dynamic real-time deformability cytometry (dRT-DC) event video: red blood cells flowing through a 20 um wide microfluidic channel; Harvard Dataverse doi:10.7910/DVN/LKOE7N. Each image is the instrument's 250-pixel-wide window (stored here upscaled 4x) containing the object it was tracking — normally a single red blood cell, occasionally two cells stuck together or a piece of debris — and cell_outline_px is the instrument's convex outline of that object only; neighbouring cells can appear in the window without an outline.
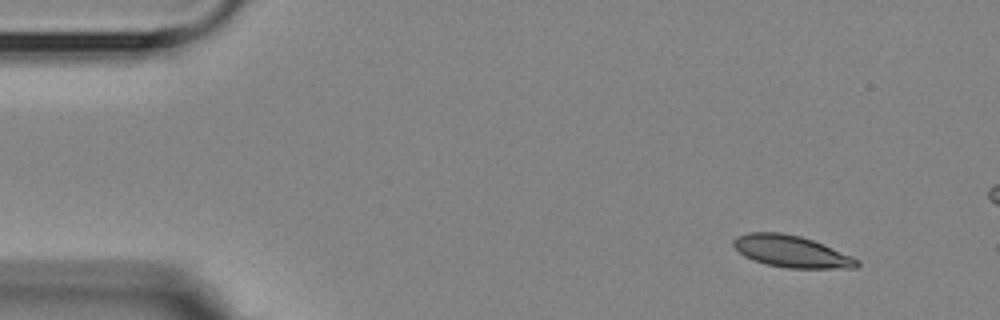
{"species": "Egyptian fruit bat (a non-hibernating species)", "species_latin": "Rousettus aegyptiacus", "temperature_condition": "room temperature", "stored_images_in_passage": 16, "camera_frame_rate_fps": 3000, "um_per_image_px": 0.085, "animal": {"sex": "female"}, "frame": {"image": 1, "passage_image": 5, "time_ms": 1.333, "image_size_px": [1000, 320], "cell_outline_px": [[860, 264], [856, 268], [788, 268], [768, 264], [752, 260], [744, 256], [732, 244], [732, 240], [736, 236], [748, 232], [780, 232], [800, 236], [812, 240], [852, 256], [860, 260]], "centroid_in_image_um": [67.25, 21.37], "position_along_channel_um": 17.7, "area_um2": 22.83}}